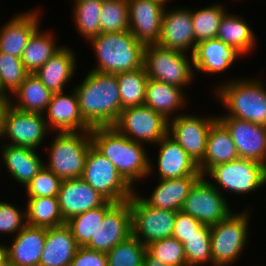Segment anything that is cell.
Listing matches in <instances>:
<instances>
[{
  "label": "cell",
  "mask_w": 266,
  "mask_h": 266,
  "mask_svg": "<svg viewBox=\"0 0 266 266\" xmlns=\"http://www.w3.org/2000/svg\"><path fill=\"white\" fill-rule=\"evenodd\" d=\"M88 72L74 88L81 115L91 127L113 126L121 113L116 74Z\"/></svg>",
  "instance_id": "1"
},
{
  "label": "cell",
  "mask_w": 266,
  "mask_h": 266,
  "mask_svg": "<svg viewBox=\"0 0 266 266\" xmlns=\"http://www.w3.org/2000/svg\"><path fill=\"white\" fill-rule=\"evenodd\" d=\"M90 134L93 146L116 167L132 188L134 182L151 175L153 164L142 143L120 134L113 126L92 127Z\"/></svg>",
  "instance_id": "2"
},
{
  "label": "cell",
  "mask_w": 266,
  "mask_h": 266,
  "mask_svg": "<svg viewBox=\"0 0 266 266\" xmlns=\"http://www.w3.org/2000/svg\"><path fill=\"white\" fill-rule=\"evenodd\" d=\"M90 41L97 55L95 72L119 74L143 67L145 45L129 30L100 33Z\"/></svg>",
  "instance_id": "3"
},
{
  "label": "cell",
  "mask_w": 266,
  "mask_h": 266,
  "mask_svg": "<svg viewBox=\"0 0 266 266\" xmlns=\"http://www.w3.org/2000/svg\"><path fill=\"white\" fill-rule=\"evenodd\" d=\"M253 79V80H252ZM232 80L214 91L228 114L218 117H234L266 127V88L258 79Z\"/></svg>",
  "instance_id": "4"
},
{
  "label": "cell",
  "mask_w": 266,
  "mask_h": 266,
  "mask_svg": "<svg viewBox=\"0 0 266 266\" xmlns=\"http://www.w3.org/2000/svg\"><path fill=\"white\" fill-rule=\"evenodd\" d=\"M44 166L61 180L81 178L92 144L90 131L57 132Z\"/></svg>",
  "instance_id": "5"
},
{
  "label": "cell",
  "mask_w": 266,
  "mask_h": 266,
  "mask_svg": "<svg viewBox=\"0 0 266 266\" xmlns=\"http://www.w3.org/2000/svg\"><path fill=\"white\" fill-rule=\"evenodd\" d=\"M248 213L232 212L224 220L210 226L212 266H228L242 254L248 241Z\"/></svg>",
  "instance_id": "6"
},
{
  "label": "cell",
  "mask_w": 266,
  "mask_h": 266,
  "mask_svg": "<svg viewBox=\"0 0 266 266\" xmlns=\"http://www.w3.org/2000/svg\"><path fill=\"white\" fill-rule=\"evenodd\" d=\"M186 55L157 44L145 45L143 67L148 78L182 88L194 80L193 59Z\"/></svg>",
  "instance_id": "7"
},
{
  "label": "cell",
  "mask_w": 266,
  "mask_h": 266,
  "mask_svg": "<svg viewBox=\"0 0 266 266\" xmlns=\"http://www.w3.org/2000/svg\"><path fill=\"white\" fill-rule=\"evenodd\" d=\"M107 201L114 203L129 200L132 188L116 167L93 145L90 147L81 177Z\"/></svg>",
  "instance_id": "8"
},
{
  "label": "cell",
  "mask_w": 266,
  "mask_h": 266,
  "mask_svg": "<svg viewBox=\"0 0 266 266\" xmlns=\"http://www.w3.org/2000/svg\"><path fill=\"white\" fill-rule=\"evenodd\" d=\"M213 179L211 184L216 186L218 191L224 188L234 194H246L248 192L259 190L266 184V166L262 163L238 158L227 163L211 167L206 173ZM217 182V185L213 184Z\"/></svg>",
  "instance_id": "9"
},
{
  "label": "cell",
  "mask_w": 266,
  "mask_h": 266,
  "mask_svg": "<svg viewBox=\"0 0 266 266\" xmlns=\"http://www.w3.org/2000/svg\"><path fill=\"white\" fill-rule=\"evenodd\" d=\"M132 214V235L147 246L149 243L172 237L178 211L159 209L146 204L134 192L128 200Z\"/></svg>",
  "instance_id": "10"
},
{
  "label": "cell",
  "mask_w": 266,
  "mask_h": 266,
  "mask_svg": "<svg viewBox=\"0 0 266 266\" xmlns=\"http://www.w3.org/2000/svg\"><path fill=\"white\" fill-rule=\"evenodd\" d=\"M113 127L135 142L157 144L168 134L169 120L143 105L123 108Z\"/></svg>",
  "instance_id": "11"
},
{
  "label": "cell",
  "mask_w": 266,
  "mask_h": 266,
  "mask_svg": "<svg viewBox=\"0 0 266 266\" xmlns=\"http://www.w3.org/2000/svg\"><path fill=\"white\" fill-rule=\"evenodd\" d=\"M207 177L201 176L194 183L181 211L211 226L227 218L233 210H230L223 193L218 191Z\"/></svg>",
  "instance_id": "12"
},
{
  "label": "cell",
  "mask_w": 266,
  "mask_h": 266,
  "mask_svg": "<svg viewBox=\"0 0 266 266\" xmlns=\"http://www.w3.org/2000/svg\"><path fill=\"white\" fill-rule=\"evenodd\" d=\"M217 119L216 115L200 118L196 115L177 114L169 120L168 134L199 165L206 154L210 127Z\"/></svg>",
  "instance_id": "13"
},
{
  "label": "cell",
  "mask_w": 266,
  "mask_h": 266,
  "mask_svg": "<svg viewBox=\"0 0 266 266\" xmlns=\"http://www.w3.org/2000/svg\"><path fill=\"white\" fill-rule=\"evenodd\" d=\"M48 126L41 113L23 112L8 105L3 119V133L10 139L9 145L36 149L48 135ZM46 134V135H45Z\"/></svg>",
  "instance_id": "14"
},
{
  "label": "cell",
  "mask_w": 266,
  "mask_h": 266,
  "mask_svg": "<svg viewBox=\"0 0 266 266\" xmlns=\"http://www.w3.org/2000/svg\"><path fill=\"white\" fill-rule=\"evenodd\" d=\"M132 235V214L128 200L115 203L106 213L95 236L85 246L107 253Z\"/></svg>",
  "instance_id": "15"
},
{
  "label": "cell",
  "mask_w": 266,
  "mask_h": 266,
  "mask_svg": "<svg viewBox=\"0 0 266 266\" xmlns=\"http://www.w3.org/2000/svg\"><path fill=\"white\" fill-rule=\"evenodd\" d=\"M129 31L142 44H157L166 6L155 0H128Z\"/></svg>",
  "instance_id": "16"
},
{
  "label": "cell",
  "mask_w": 266,
  "mask_h": 266,
  "mask_svg": "<svg viewBox=\"0 0 266 266\" xmlns=\"http://www.w3.org/2000/svg\"><path fill=\"white\" fill-rule=\"evenodd\" d=\"M229 130L239 158L255 160L266 166V127L234 118L217 117Z\"/></svg>",
  "instance_id": "17"
},
{
  "label": "cell",
  "mask_w": 266,
  "mask_h": 266,
  "mask_svg": "<svg viewBox=\"0 0 266 266\" xmlns=\"http://www.w3.org/2000/svg\"><path fill=\"white\" fill-rule=\"evenodd\" d=\"M72 95L63 92L53 93L45 112L49 130L57 132L91 131L92 127L83 119L78 97L73 89ZM58 130V131H57Z\"/></svg>",
  "instance_id": "18"
},
{
  "label": "cell",
  "mask_w": 266,
  "mask_h": 266,
  "mask_svg": "<svg viewBox=\"0 0 266 266\" xmlns=\"http://www.w3.org/2000/svg\"><path fill=\"white\" fill-rule=\"evenodd\" d=\"M157 45L186 53L191 49L193 54L196 43L192 24L191 9H165L161 33Z\"/></svg>",
  "instance_id": "19"
},
{
  "label": "cell",
  "mask_w": 266,
  "mask_h": 266,
  "mask_svg": "<svg viewBox=\"0 0 266 266\" xmlns=\"http://www.w3.org/2000/svg\"><path fill=\"white\" fill-rule=\"evenodd\" d=\"M57 198L65 222L107 201L82 178L62 180Z\"/></svg>",
  "instance_id": "20"
},
{
  "label": "cell",
  "mask_w": 266,
  "mask_h": 266,
  "mask_svg": "<svg viewBox=\"0 0 266 266\" xmlns=\"http://www.w3.org/2000/svg\"><path fill=\"white\" fill-rule=\"evenodd\" d=\"M159 144L157 167L159 179H175L185 176H202L198 165L169 134Z\"/></svg>",
  "instance_id": "21"
},
{
  "label": "cell",
  "mask_w": 266,
  "mask_h": 266,
  "mask_svg": "<svg viewBox=\"0 0 266 266\" xmlns=\"http://www.w3.org/2000/svg\"><path fill=\"white\" fill-rule=\"evenodd\" d=\"M46 240V228L26 225L5 247V257L17 266H39Z\"/></svg>",
  "instance_id": "22"
},
{
  "label": "cell",
  "mask_w": 266,
  "mask_h": 266,
  "mask_svg": "<svg viewBox=\"0 0 266 266\" xmlns=\"http://www.w3.org/2000/svg\"><path fill=\"white\" fill-rule=\"evenodd\" d=\"M243 55L235 48L215 38L196 44L192 54L193 67L196 71L215 74L226 71L235 59Z\"/></svg>",
  "instance_id": "23"
},
{
  "label": "cell",
  "mask_w": 266,
  "mask_h": 266,
  "mask_svg": "<svg viewBox=\"0 0 266 266\" xmlns=\"http://www.w3.org/2000/svg\"><path fill=\"white\" fill-rule=\"evenodd\" d=\"M37 13H20L0 27V52L21 58L29 38L40 27Z\"/></svg>",
  "instance_id": "24"
},
{
  "label": "cell",
  "mask_w": 266,
  "mask_h": 266,
  "mask_svg": "<svg viewBox=\"0 0 266 266\" xmlns=\"http://www.w3.org/2000/svg\"><path fill=\"white\" fill-rule=\"evenodd\" d=\"M78 248L66 224L46 228V240L39 266H70Z\"/></svg>",
  "instance_id": "25"
},
{
  "label": "cell",
  "mask_w": 266,
  "mask_h": 266,
  "mask_svg": "<svg viewBox=\"0 0 266 266\" xmlns=\"http://www.w3.org/2000/svg\"><path fill=\"white\" fill-rule=\"evenodd\" d=\"M75 55L71 48L63 46L34 74L52 93L64 92L75 74Z\"/></svg>",
  "instance_id": "26"
},
{
  "label": "cell",
  "mask_w": 266,
  "mask_h": 266,
  "mask_svg": "<svg viewBox=\"0 0 266 266\" xmlns=\"http://www.w3.org/2000/svg\"><path fill=\"white\" fill-rule=\"evenodd\" d=\"M239 158L236 145L226 126L217 119L210 127L207 149L203 161L198 165L202 176L213 166Z\"/></svg>",
  "instance_id": "27"
},
{
  "label": "cell",
  "mask_w": 266,
  "mask_h": 266,
  "mask_svg": "<svg viewBox=\"0 0 266 266\" xmlns=\"http://www.w3.org/2000/svg\"><path fill=\"white\" fill-rule=\"evenodd\" d=\"M201 176H185L175 179H159L150 197H141L148 205L171 211H181L185 198Z\"/></svg>",
  "instance_id": "28"
},
{
  "label": "cell",
  "mask_w": 266,
  "mask_h": 266,
  "mask_svg": "<svg viewBox=\"0 0 266 266\" xmlns=\"http://www.w3.org/2000/svg\"><path fill=\"white\" fill-rule=\"evenodd\" d=\"M2 157L10 176L24 187L43 168L44 162L38 157L36 149L4 143Z\"/></svg>",
  "instance_id": "29"
},
{
  "label": "cell",
  "mask_w": 266,
  "mask_h": 266,
  "mask_svg": "<svg viewBox=\"0 0 266 266\" xmlns=\"http://www.w3.org/2000/svg\"><path fill=\"white\" fill-rule=\"evenodd\" d=\"M183 88L149 78L144 105L162 114L166 119H172L171 114L185 106Z\"/></svg>",
  "instance_id": "30"
},
{
  "label": "cell",
  "mask_w": 266,
  "mask_h": 266,
  "mask_svg": "<svg viewBox=\"0 0 266 266\" xmlns=\"http://www.w3.org/2000/svg\"><path fill=\"white\" fill-rule=\"evenodd\" d=\"M17 102L10 100V105L23 112L44 114L53 93L35 76L30 73L23 83L15 90ZM43 112V113H42Z\"/></svg>",
  "instance_id": "31"
},
{
  "label": "cell",
  "mask_w": 266,
  "mask_h": 266,
  "mask_svg": "<svg viewBox=\"0 0 266 266\" xmlns=\"http://www.w3.org/2000/svg\"><path fill=\"white\" fill-rule=\"evenodd\" d=\"M254 35L243 18L226 12L221 18L216 38L235 48L242 55H246L256 46Z\"/></svg>",
  "instance_id": "32"
},
{
  "label": "cell",
  "mask_w": 266,
  "mask_h": 266,
  "mask_svg": "<svg viewBox=\"0 0 266 266\" xmlns=\"http://www.w3.org/2000/svg\"><path fill=\"white\" fill-rule=\"evenodd\" d=\"M38 27L29 38L21 56V61L29 73H35L50 57L62 47L56 46L52 33Z\"/></svg>",
  "instance_id": "33"
},
{
  "label": "cell",
  "mask_w": 266,
  "mask_h": 266,
  "mask_svg": "<svg viewBox=\"0 0 266 266\" xmlns=\"http://www.w3.org/2000/svg\"><path fill=\"white\" fill-rule=\"evenodd\" d=\"M26 222L30 226L52 228L66 224L57 197L27 199Z\"/></svg>",
  "instance_id": "34"
},
{
  "label": "cell",
  "mask_w": 266,
  "mask_h": 266,
  "mask_svg": "<svg viewBox=\"0 0 266 266\" xmlns=\"http://www.w3.org/2000/svg\"><path fill=\"white\" fill-rule=\"evenodd\" d=\"M114 204L112 201H106L103 205L73 216L66 221V225L70 228L79 247H85L95 236L105 213Z\"/></svg>",
  "instance_id": "35"
},
{
  "label": "cell",
  "mask_w": 266,
  "mask_h": 266,
  "mask_svg": "<svg viewBox=\"0 0 266 266\" xmlns=\"http://www.w3.org/2000/svg\"><path fill=\"white\" fill-rule=\"evenodd\" d=\"M120 93L121 110L127 107L143 106L148 76L145 68L116 74Z\"/></svg>",
  "instance_id": "36"
},
{
  "label": "cell",
  "mask_w": 266,
  "mask_h": 266,
  "mask_svg": "<svg viewBox=\"0 0 266 266\" xmlns=\"http://www.w3.org/2000/svg\"><path fill=\"white\" fill-rule=\"evenodd\" d=\"M74 3L73 18L78 32L87 40L99 35L102 0H78Z\"/></svg>",
  "instance_id": "37"
},
{
  "label": "cell",
  "mask_w": 266,
  "mask_h": 266,
  "mask_svg": "<svg viewBox=\"0 0 266 266\" xmlns=\"http://www.w3.org/2000/svg\"><path fill=\"white\" fill-rule=\"evenodd\" d=\"M226 12L227 10L221 4H212L196 11L191 10L196 44L217 37L221 18Z\"/></svg>",
  "instance_id": "38"
},
{
  "label": "cell",
  "mask_w": 266,
  "mask_h": 266,
  "mask_svg": "<svg viewBox=\"0 0 266 266\" xmlns=\"http://www.w3.org/2000/svg\"><path fill=\"white\" fill-rule=\"evenodd\" d=\"M101 33L129 30L128 0H104L100 13Z\"/></svg>",
  "instance_id": "39"
},
{
  "label": "cell",
  "mask_w": 266,
  "mask_h": 266,
  "mask_svg": "<svg viewBox=\"0 0 266 266\" xmlns=\"http://www.w3.org/2000/svg\"><path fill=\"white\" fill-rule=\"evenodd\" d=\"M145 254L146 246L133 235L106 253L108 266H143Z\"/></svg>",
  "instance_id": "40"
},
{
  "label": "cell",
  "mask_w": 266,
  "mask_h": 266,
  "mask_svg": "<svg viewBox=\"0 0 266 266\" xmlns=\"http://www.w3.org/2000/svg\"><path fill=\"white\" fill-rule=\"evenodd\" d=\"M146 252L154 259L171 266H187L184 247L174 237L153 241L146 246Z\"/></svg>",
  "instance_id": "41"
},
{
  "label": "cell",
  "mask_w": 266,
  "mask_h": 266,
  "mask_svg": "<svg viewBox=\"0 0 266 266\" xmlns=\"http://www.w3.org/2000/svg\"><path fill=\"white\" fill-rule=\"evenodd\" d=\"M29 74L21 58L0 52V86L7 95H12Z\"/></svg>",
  "instance_id": "42"
},
{
  "label": "cell",
  "mask_w": 266,
  "mask_h": 266,
  "mask_svg": "<svg viewBox=\"0 0 266 266\" xmlns=\"http://www.w3.org/2000/svg\"><path fill=\"white\" fill-rule=\"evenodd\" d=\"M62 180L45 166L25 186L28 198L57 197Z\"/></svg>",
  "instance_id": "43"
},
{
  "label": "cell",
  "mask_w": 266,
  "mask_h": 266,
  "mask_svg": "<svg viewBox=\"0 0 266 266\" xmlns=\"http://www.w3.org/2000/svg\"><path fill=\"white\" fill-rule=\"evenodd\" d=\"M182 244L187 266H201L208 262L212 264L210 235H191Z\"/></svg>",
  "instance_id": "44"
},
{
  "label": "cell",
  "mask_w": 266,
  "mask_h": 266,
  "mask_svg": "<svg viewBox=\"0 0 266 266\" xmlns=\"http://www.w3.org/2000/svg\"><path fill=\"white\" fill-rule=\"evenodd\" d=\"M191 235H210V226L199 222L191 215L178 211L172 237L183 243L186 237Z\"/></svg>",
  "instance_id": "45"
},
{
  "label": "cell",
  "mask_w": 266,
  "mask_h": 266,
  "mask_svg": "<svg viewBox=\"0 0 266 266\" xmlns=\"http://www.w3.org/2000/svg\"><path fill=\"white\" fill-rule=\"evenodd\" d=\"M26 225V210L21 211L13 204L0 201V233L17 234Z\"/></svg>",
  "instance_id": "46"
},
{
  "label": "cell",
  "mask_w": 266,
  "mask_h": 266,
  "mask_svg": "<svg viewBox=\"0 0 266 266\" xmlns=\"http://www.w3.org/2000/svg\"><path fill=\"white\" fill-rule=\"evenodd\" d=\"M70 266H108V259L104 252L79 247Z\"/></svg>",
  "instance_id": "47"
},
{
  "label": "cell",
  "mask_w": 266,
  "mask_h": 266,
  "mask_svg": "<svg viewBox=\"0 0 266 266\" xmlns=\"http://www.w3.org/2000/svg\"><path fill=\"white\" fill-rule=\"evenodd\" d=\"M9 104H10V100H0V140L2 138V133H3L4 114Z\"/></svg>",
  "instance_id": "48"
},
{
  "label": "cell",
  "mask_w": 266,
  "mask_h": 266,
  "mask_svg": "<svg viewBox=\"0 0 266 266\" xmlns=\"http://www.w3.org/2000/svg\"><path fill=\"white\" fill-rule=\"evenodd\" d=\"M143 266H171L165 263L160 262L157 259L152 258L147 252L144 256V265Z\"/></svg>",
  "instance_id": "49"
},
{
  "label": "cell",
  "mask_w": 266,
  "mask_h": 266,
  "mask_svg": "<svg viewBox=\"0 0 266 266\" xmlns=\"http://www.w3.org/2000/svg\"><path fill=\"white\" fill-rule=\"evenodd\" d=\"M11 95H7L0 86V100H11Z\"/></svg>",
  "instance_id": "50"
},
{
  "label": "cell",
  "mask_w": 266,
  "mask_h": 266,
  "mask_svg": "<svg viewBox=\"0 0 266 266\" xmlns=\"http://www.w3.org/2000/svg\"><path fill=\"white\" fill-rule=\"evenodd\" d=\"M0 266H17L14 263L10 262L6 257L0 263Z\"/></svg>",
  "instance_id": "51"
},
{
  "label": "cell",
  "mask_w": 266,
  "mask_h": 266,
  "mask_svg": "<svg viewBox=\"0 0 266 266\" xmlns=\"http://www.w3.org/2000/svg\"><path fill=\"white\" fill-rule=\"evenodd\" d=\"M5 258V247L4 244H0V263Z\"/></svg>",
  "instance_id": "52"
},
{
  "label": "cell",
  "mask_w": 266,
  "mask_h": 266,
  "mask_svg": "<svg viewBox=\"0 0 266 266\" xmlns=\"http://www.w3.org/2000/svg\"><path fill=\"white\" fill-rule=\"evenodd\" d=\"M155 1H158V2L162 3L163 5H166V2H168L169 0H155Z\"/></svg>",
  "instance_id": "53"
}]
</instances>
